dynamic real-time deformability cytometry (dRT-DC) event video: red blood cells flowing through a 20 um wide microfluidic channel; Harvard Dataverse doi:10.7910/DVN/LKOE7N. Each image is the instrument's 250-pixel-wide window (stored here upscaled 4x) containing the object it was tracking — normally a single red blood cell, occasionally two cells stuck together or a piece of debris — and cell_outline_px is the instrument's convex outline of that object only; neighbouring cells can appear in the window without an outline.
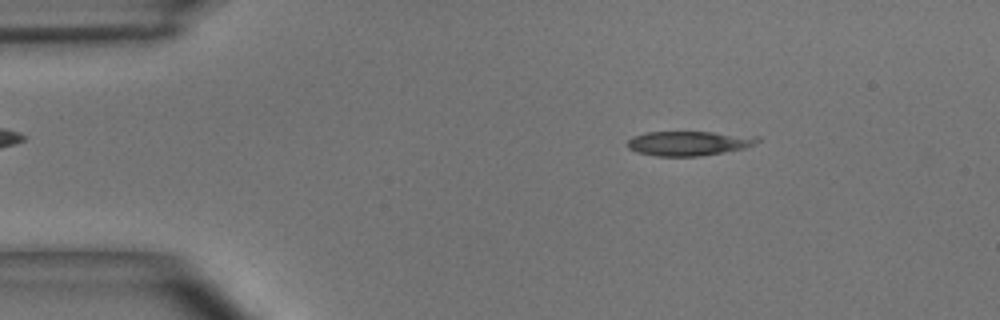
{"species": "common noctule bat (a hibernating species)", "species_latin": "Nyctalus noctula", "temperature_condition": "room temperature", "stored_images_in_passage": 4, "camera_frame_rate_fps": 3000, "um_per_image_px": 0.085, "animal": {"sex": "male", "body_mass_g": 15.6}, "frame": {"image": 1, "passage_image": 2, "time_ms": 0.333, "image_size_px": [1000, 320], "cell_outline_px": [[760, 140], [744, 148], [724, 152], [700, 156], [656, 156], [636, 152], [628, 148], [628, 140], [632, 136], [644, 132], [712, 132], [760, 136]], "centroid_in_image_um": [58.52, 12.17], "position_along_channel_um": 26.5, "area_um2": 18.61}}